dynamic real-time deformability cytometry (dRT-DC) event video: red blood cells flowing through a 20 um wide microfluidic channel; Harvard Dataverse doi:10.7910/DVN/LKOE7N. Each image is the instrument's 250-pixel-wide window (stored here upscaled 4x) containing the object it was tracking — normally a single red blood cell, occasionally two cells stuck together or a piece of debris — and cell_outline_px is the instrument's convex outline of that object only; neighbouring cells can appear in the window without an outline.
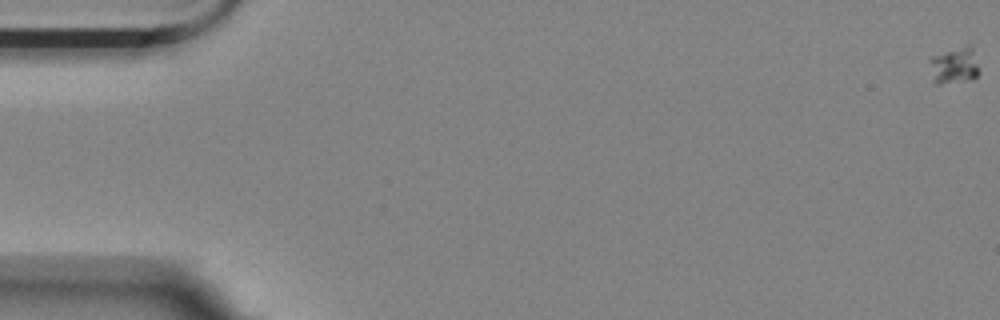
{"species": "Egyptian fruit bat (a non-hibernating species)", "species_latin": "Rousettus aegyptiacus", "temperature_condition": "room temperature", "stored_images_in_passage": 9, "segment_of_instrument_passage": [1, 2], "camera_frame_rate_fps": 3000, "um_per_image_px": 0.085, "animal": {"sex": "female"}, "frame": {"image": 1, "passage_image": 1, "time_ms": 0.0, "image_size_px": [1000, 320], "cell_outline_px": [[980, 72], [972, 80], [940, 84], [936, 84], [932, 80], [928, 60], [932, 56], [964, 44], [968, 44], [972, 48]], "centroid_in_image_um": [81.09, 5.57], "position_along_channel_um": 3.9, "area_um2": 10.87}}
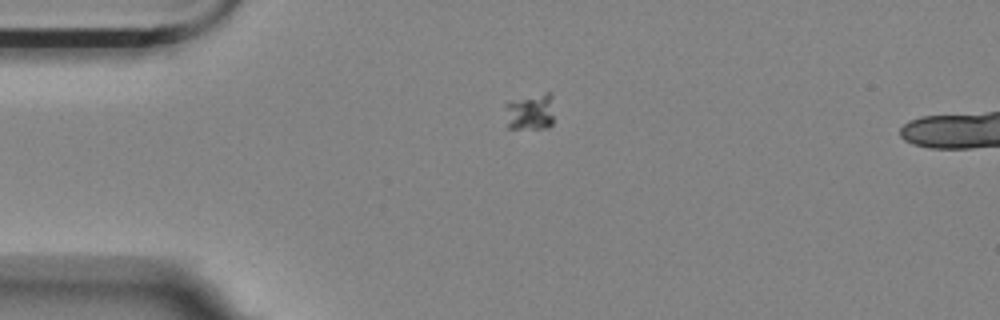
{"frame": {"image": 2, "passage_image": 5, "time_ms": 4.667, "image_size_px": [1000, 320], "cell_outline_px": [[552, 124], [548, 128], [508, 128], [504, 104], [544, 92], [552, 92]], "centroid_in_image_um": [45.09, 9.51], "position_along_channel_um": 39.9, "area_um2": 10.35}}